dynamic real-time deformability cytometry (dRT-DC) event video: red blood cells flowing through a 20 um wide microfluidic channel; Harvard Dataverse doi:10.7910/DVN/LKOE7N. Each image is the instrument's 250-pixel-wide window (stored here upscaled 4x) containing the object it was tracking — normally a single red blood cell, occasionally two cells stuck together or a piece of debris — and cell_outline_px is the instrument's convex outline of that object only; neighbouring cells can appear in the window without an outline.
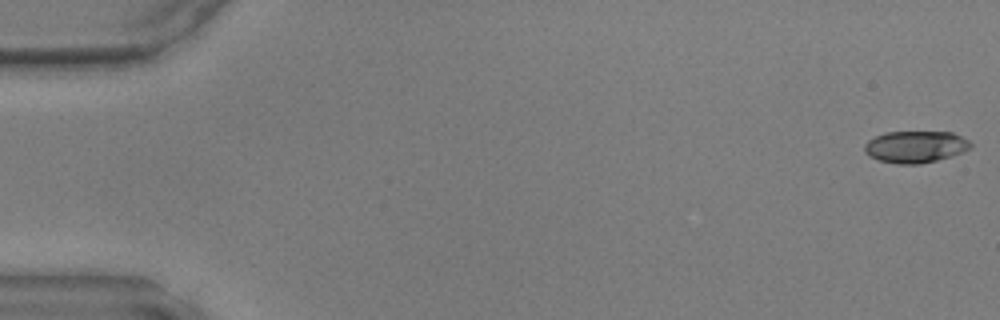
{"species": "common noctule bat (a hibernating species)", "species_latin": "Nyctalus noctula", "temperature_condition": "warm", "stored_images_in_passage": 41, "camera_frame_rate_fps": 3000, "um_per_image_px": 0.085, "animal": {"sex": "male", "body_mass_g": 17.9, "forearm_length_mm": 54.2}, "frame": {"image": 1, "passage_image": 1, "time_ms": 0.0, "image_size_px": [1000, 320], "cell_outline_px": [[972, 148], [936, 160], [920, 164], [896, 164], [880, 160], [868, 156], [864, 152], [864, 144], [868, 140], [884, 132], [952, 132], [968, 140], [972, 144]], "centroid_in_image_um": [77.77, 12.47], "position_along_channel_um": 7.2, "area_um2": 19.59}}
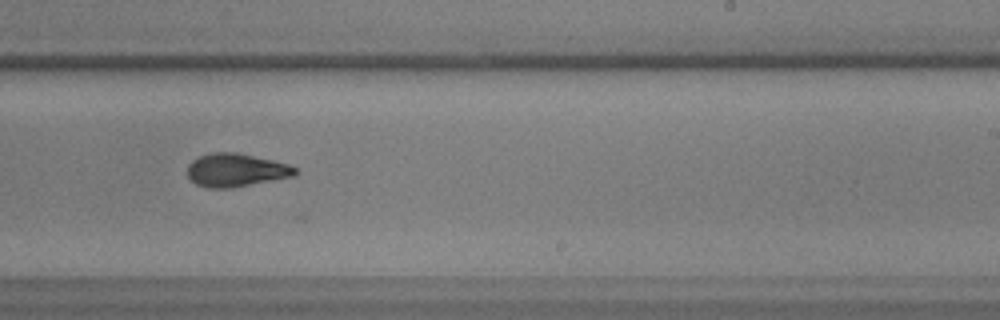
{"frame": {"image": 2, "passage_image": 30, "time_ms": 9.667, "image_size_px": [1000, 320], "cell_outline_px": [[296, 176], [232, 188], [208, 188], [196, 184], [188, 176], [188, 164], [192, 160], [200, 156], [212, 152], [236, 152], [272, 160], [288, 164], [296, 168]], "centroid_in_image_um": [20.06, 14.46], "position_along_channel_um": 268.9, "area_um2": 20.87}}
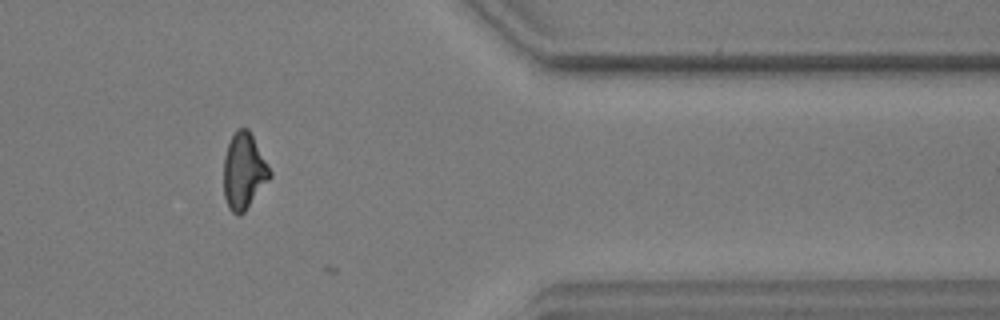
{"frame": {"image": 3, "passage_image": 40, "time_ms": 13.0, "image_size_px": [1000, 320], "cell_outline_px": [[272, 176], [244, 212], [240, 216], [236, 216], [228, 208], [224, 196], [224, 156], [228, 144], [236, 128], [248, 128], [268, 164], [272, 172]], "centroid_in_image_um": [20.72, 14.57], "position_along_channel_um": 390.7, "area_um2": 20.52}}